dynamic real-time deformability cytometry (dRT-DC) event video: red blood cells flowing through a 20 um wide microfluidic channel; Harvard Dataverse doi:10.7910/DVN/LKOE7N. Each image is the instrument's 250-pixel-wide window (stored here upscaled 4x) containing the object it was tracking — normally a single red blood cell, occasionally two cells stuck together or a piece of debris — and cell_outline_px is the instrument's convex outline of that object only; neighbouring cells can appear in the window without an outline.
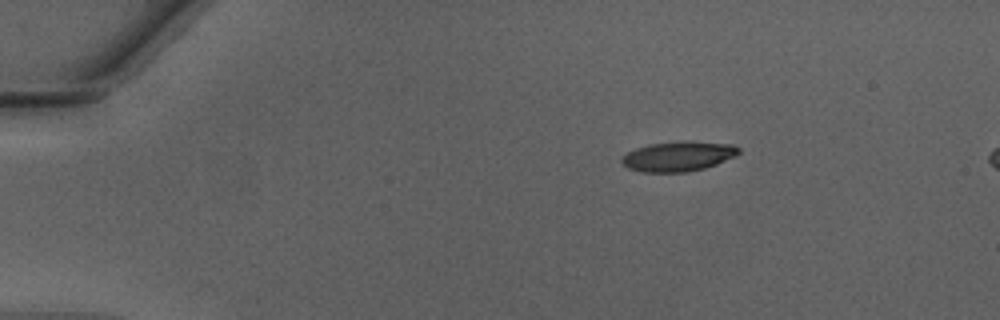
{"species": "Egyptian fruit bat (a non-hibernating species)", "species_latin": "Rousettus aegyptiacus", "temperature_condition": "warm", "stored_images_in_passage": 41, "camera_frame_rate_fps": 3000, "um_per_image_px": 0.085, "animal": {"sex": "male"}, "frame": {"image": 1, "passage_image": 1, "time_ms": 0.0, "image_size_px": [1000, 320], "cell_outline_px": [[740, 152], [736, 156], [716, 164], [704, 168], [688, 172], [640, 172], [628, 168], [620, 160], [628, 152], [636, 148], [648, 144], [688, 140], [732, 144], [740, 148]], "centroid_in_image_um": [57.68, 13.28], "position_along_channel_um": 27.3, "area_um2": 20.52}}
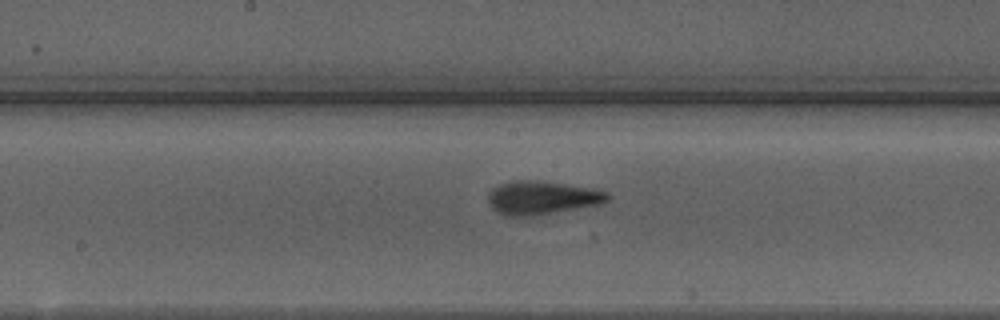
{"frame": {"image": 2, "passage_image": 19, "time_ms": 6.0, "image_size_px": [1000, 320], "cell_outline_px": [[608, 200], [596, 204], [524, 216], [508, 216], [496, 212], [492, 208], [488, 200], [488, 196], [492, 188], [500, 184], [516, 180], [532, 180], [592, 188], [604, 192], [608, 196]], "centroid_in_image_um": [45.96, 16.79], "position_along_channel_um": 202.2, "area_um2": 22.25}}
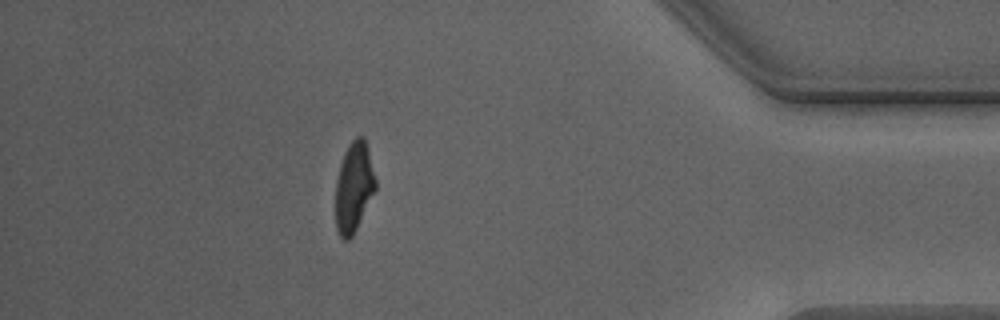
{"frame": {"image": 3, "passage_image": 36, "time_ms": 11.667, "image_size_px": [1000, 320], "cell_outline_px": [[376, 188], [352, 236], [348, 240], [344, 240], [340, 236], [336, 228], [336, 180], [340, 164], [344, 152], [348, 144], [356, 136], [364, 136], [368, 148], [376, 180]], "centroid_in_image_um": [30.07, 15.86], "position_along_channel_um": 405.1, "area_um2": 20.81}, "authors_computed_cell_mechanics": {"area_um2": 21.2126, "velocity_mm_per_s": 4.292, "shape_relaxation_time_tau1_ms": 3.4351, "shape_relaxation_time_tau2_ms": 1.1454, "deformation_change_tau1": 0.195, "deformation_change_tau2": 0.1042}}